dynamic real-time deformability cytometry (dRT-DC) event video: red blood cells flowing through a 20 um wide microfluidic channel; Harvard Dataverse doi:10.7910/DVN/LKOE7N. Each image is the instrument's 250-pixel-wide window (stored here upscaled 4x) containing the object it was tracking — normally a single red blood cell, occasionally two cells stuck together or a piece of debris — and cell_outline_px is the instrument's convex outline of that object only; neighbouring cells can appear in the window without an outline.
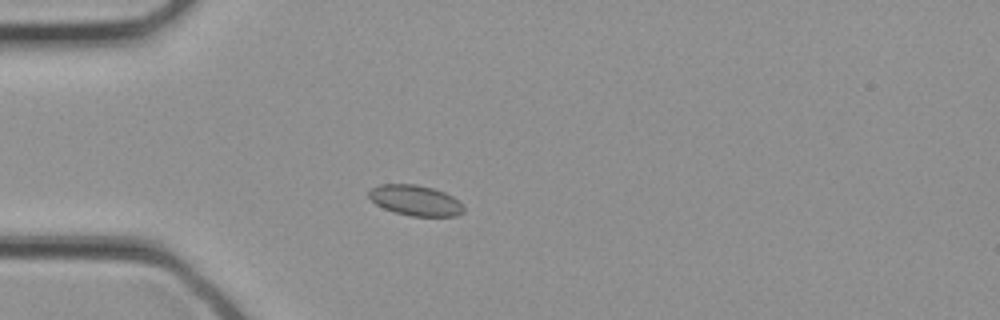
{"species": "common noctule bat (a hibernating species)", "species_latin": "Nyctalus noctula", "temperature_condition": "cold", "stored_images_in_passage": 25, "camera_frame_rate_fps": 3000, "um_per_image_px": 0.085, "animal": {"sex": "female", "body_mass_g": 21.9}, "frame": {"image": 1, "passage_image": 1, "time_ms": 0.0, "image_size_px": [1000, 320], "cell_outline_px": [[464, 212], [456, 216], [412, 216], [396, 212], [384, 208], [376, 204], [368, 196], [368, 192], [372, 188], [380, 184], [416, 184], [432, 188], [444, 192], [460, 200], [464, 204]], "centroid_in_image_um": [35.35, 17.03], "position_along_channel_um": 49.7, "area_um2": 16.88}}
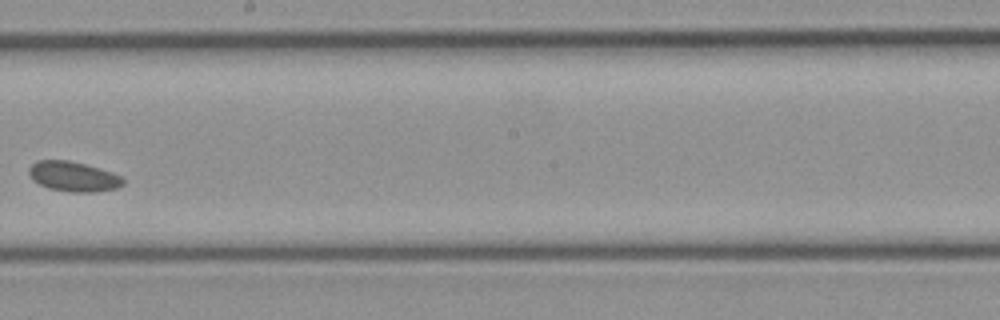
{"frame": {"image": 2, "passage_image": 11, "time_ms": 3.333, "image_size_px": [1000, 320], "cell_outline_px": [[124, 184], [116, 188], [96, 192], [72, 192], [48, 188], [32, 180], [28, 172], [28, 168], [36, 160], [68, 160], [100, 168], [112, 172], [120, 176], [124, 180]], "centroid_in_image_um": [6.22, 15.0], "position_along_channel_um": 242.0, "area_um2": 16.47}}
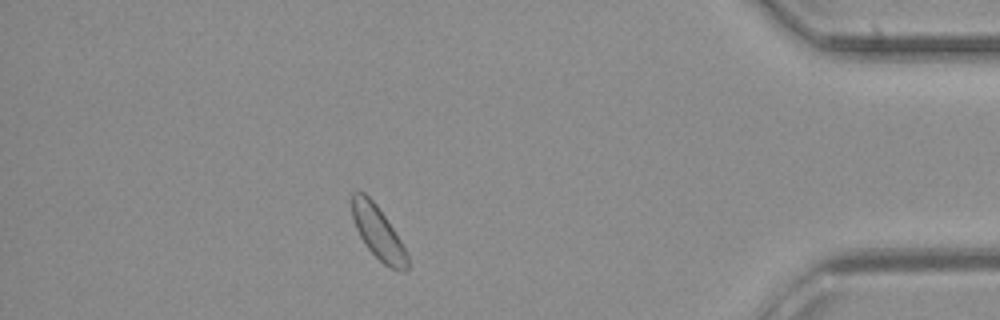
{"frame": {"image": 3, "passage_image": 21, "time_ms": 6.667, "image_size_px": [1000, 320], "cell_outline_px": [[408, 268], [404, 272], [400, 272], [384, 264], [368, 248], [360, 236], [356, 228], [352, 216], [352, 192], [364, 192], [376, 204], [400, 240], [408, 256]], "centroid_in_image_um": [32.13, 19.78], "position_along_channel_um": 403.1, "area_um2": 16.7}}